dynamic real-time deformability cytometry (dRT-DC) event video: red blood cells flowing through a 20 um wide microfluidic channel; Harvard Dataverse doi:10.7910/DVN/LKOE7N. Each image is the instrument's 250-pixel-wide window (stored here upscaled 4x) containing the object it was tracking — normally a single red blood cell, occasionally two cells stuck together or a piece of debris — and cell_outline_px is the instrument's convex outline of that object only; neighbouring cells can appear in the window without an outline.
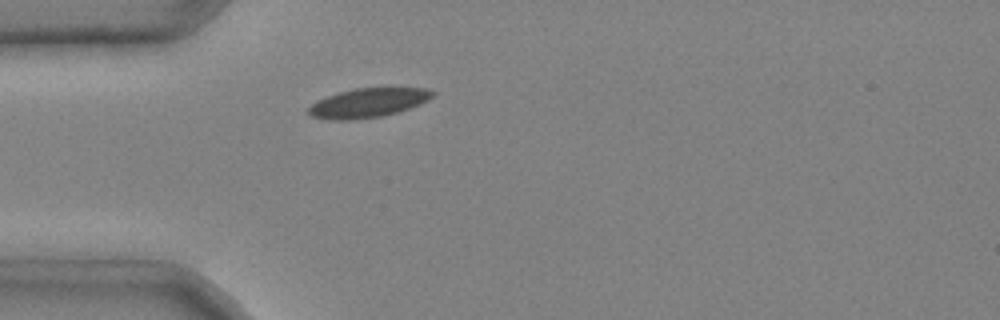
{"species": "common noctule bat (a hibernating species)", "species_latin": "Nyctalus noctula", "temperature_condition": "cold", "stored_images_in_passage": 1, "camera_frame_rate_fps": 3000, "um_per_image_px": 0.085, "animal": {"sex": "male", "body_mass_g": 20.4}, "frame": {"image": 1, "passage_image": 1, "time_ms": 0.0, "image_size_px": [1000, 320], "cell_outline_px": [[436, 92], [428, 100], [420, 104], [396, 112], [380, 116], [352, 120], [328, 120], [312, 116], [308, 112], [308, 108], [312, 104], [328, 96], [340, 92], [356, 88], [428, 88]], "centroid_in_image_um": [31.3, 8.74], "position_along_channel_um": 53.7, "area_um2": 20.81}}